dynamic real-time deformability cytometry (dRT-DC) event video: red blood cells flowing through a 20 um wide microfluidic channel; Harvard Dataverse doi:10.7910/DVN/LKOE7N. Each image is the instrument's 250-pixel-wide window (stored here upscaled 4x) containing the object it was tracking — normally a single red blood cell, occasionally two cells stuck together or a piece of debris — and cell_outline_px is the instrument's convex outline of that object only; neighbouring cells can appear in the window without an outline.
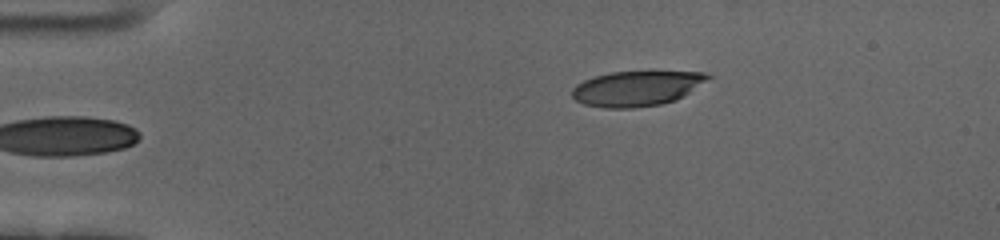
{"species": "human", "species_latin": "Homo sapiens", "temperature_condition": "cold", "stored_images_in_passage": 49, "camera_frame_rate_fps": 3000, "um_per_image_px": 0.085, "donor": {"sex": "female"}, "frame": {"image": 1, "passage_image": 1, "time_ms": 0.0, "image_size_px": [1000, 240], "cell_outline_px": [[712, 76], [684, 96], [676, 100], [660, 104], [632, 108], [604, 108], [584, 104], [576, 100], [572, 96], [572, 88], [576, 84], [584, 80], [596, 76], [612, 72], [704, 72]], "centroid_in_image_um": [54.09, 7.52], "position_along_channel_um": 30.9, "area_um2": 27.51}}
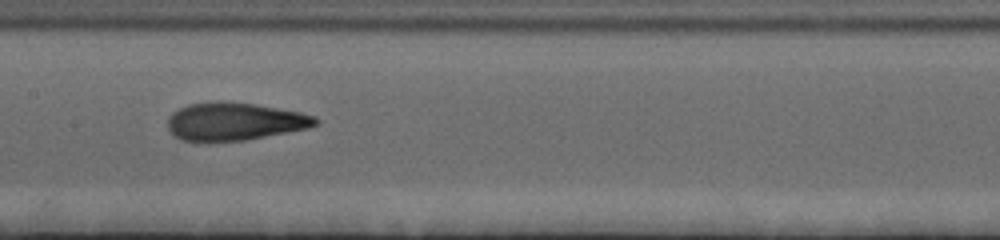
{"frame": {"image": 2, "passage_image": 20, "time_ms": 6.333, "image_size_px": [1000, 240], "cell_outline_px": [[320, 120], [316, 124], [308, 128], [288, 132], [244, 140], [180, 140], [168, 128], [168, 116], [172, 112], [188, 104], [216, 100], [256, 104], [300, 112], [316, 116]], "centroid_in_image_um": [19.95, 10.3], "position_along_channel_um": 187.5, "area_um2": 32.37}}
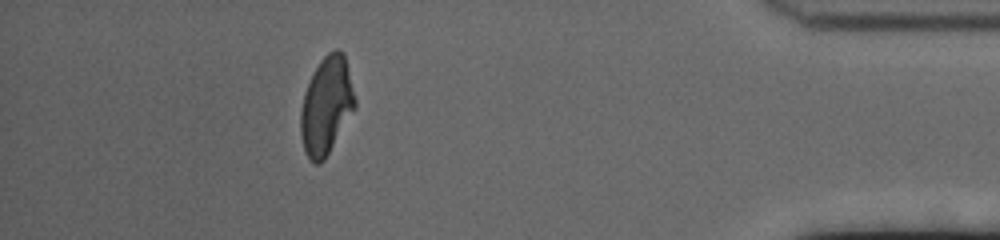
{"frame": {"image": 3, "passage_image": 43, "time_ms": 14.0, "image_size_px": [1000, 240], "cell_outline_px": [[356, 108], [324, 160], [320, 164], [312, 164], [304, 152], [300, 132], [300, 112], [304, 92], [312, 72], [320, 60], [328, 52], [336, 48], [344, 52], [356, 100]], "centroid_in_image_um": [27.73, 8.99], "position_along_channel_um": 407.5, "area_um2": 31.27}, "authors_computed_cell_mechanics": {"area_um2": 31.79, "velocity_mm_per_s": 3.4496, "shape_relaxation_time_tau1_ms": 4.0289, "shape_relaxation_time_tau2_ms": 1.4613, "deformation_change_tau1": 0.1782, "deformation_change_tau2": 0.0868}}